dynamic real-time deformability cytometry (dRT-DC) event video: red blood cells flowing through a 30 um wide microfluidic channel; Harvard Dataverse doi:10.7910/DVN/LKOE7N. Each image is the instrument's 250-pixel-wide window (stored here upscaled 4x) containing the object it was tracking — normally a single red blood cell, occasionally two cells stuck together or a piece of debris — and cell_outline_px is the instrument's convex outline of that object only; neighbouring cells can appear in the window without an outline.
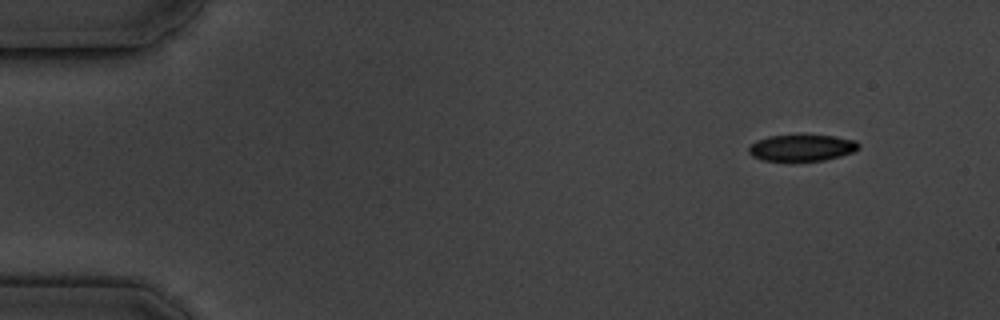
{"species": "common noctule bat (a hibernating species)", "species_latin": "Nyctalus noctula", "temperature_condition": "cold", "stored_images_in_passage": 5, "camera_frame_rate_fps": 3000, "um_per_image_px": 0.085, "animal": {"sex": "male", "body_mass_g": 19.5, "forearm_length_mm": 54.6}, "frame": {"image": 1, "passage_image": 1, "time_ms": 0.0, "image_size_px": [1000, 320], "cell_outline_px": [[860, 148], [852, 152], [840, 156], [824, 160], [760, 160], [752, 156], [748, 152], [748, 148], [756, 140], [768, 136], [800, 132], [836, 136], [856, 140], [860, 144]], "centroid_in_image_um": [68.16, 12.5], "position_along_channel_um": 16.8, "area_um2": 17.69}}
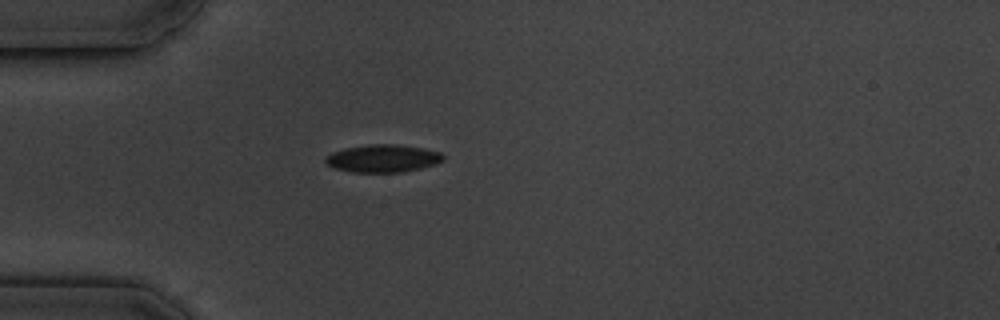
{"frame": {"image": 2, "passage_image": 4, "time_ms": 3.667, "image_size_px": [1000, 320], "cell_outline_px": [[444, 160], [436, 164], [404, 172], [352, 172], [336, 168], [324, 164], [324, 156], [332, 152], [344, 148], [368, 144], [400, 144], [424, 148], [440, 152], [444, 156]], "centroid_in_image_um": [32.52, 13.45], "position_along_channel_um": 52.5, "area_um2": 19.25}}